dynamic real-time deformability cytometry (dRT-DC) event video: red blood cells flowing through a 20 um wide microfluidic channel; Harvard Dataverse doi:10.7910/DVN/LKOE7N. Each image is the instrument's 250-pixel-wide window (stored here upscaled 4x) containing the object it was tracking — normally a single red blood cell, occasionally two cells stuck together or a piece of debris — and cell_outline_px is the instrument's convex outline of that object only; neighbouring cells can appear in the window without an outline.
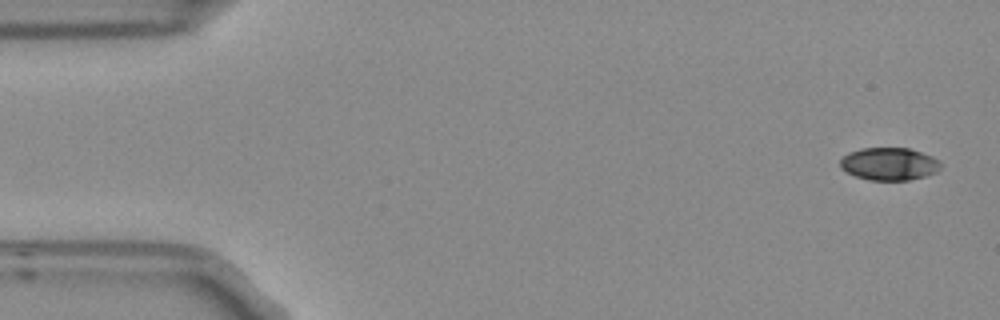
{"species": "Egyptian fruit bat (a non-hibernating species)", "species_latin": "Rousettus aegyptiacus", "temperature_condition": "room temperature", "stored_images_in_passage": 4, "camera_frame_rate_fps": 3000, "um_per_image_px": 0.085, "frame": {"image": 1, "passage_image": 1, "time_ms": 0.0, "image_size_px": [1000, 320], "cell_outline_px": [[940, 168], [936, 172], [924, 176], [908, 180], [868, 180], [856, 176], [840, 168], [840, 160], [848, 152], [860, 148], [908, 148], [932, 156], [940, 160]], "centroid_in_image_um": [75.57, 13.93], "position_along_channel_um": 9.4, "area_um2": 19.07}}
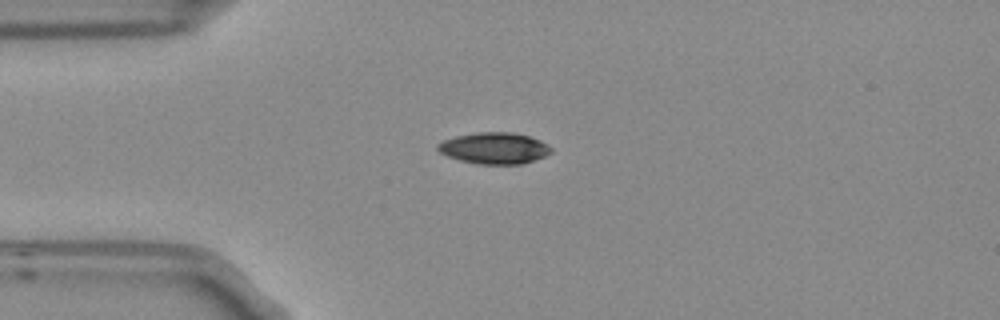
{"frame": {"image": 2, "passage_image": 4, "time_ms": 1.0, "image_size_px": [1000, 320], "cell_outline_px": [[552, 152], [544, 156], [520, 164], [476, 164], [460, 160], [448, 156], [440, 152], [436, 148], [436, 144], [444, 140], [456, 136], [476, 132], [512, 132], [528, 136], [540, 140], [548, 144], [552, 148]], "centroid_in_image_um": [42.0, 12.59], "position_along_channel_um": 43.0, "area_um2": 20.69}}